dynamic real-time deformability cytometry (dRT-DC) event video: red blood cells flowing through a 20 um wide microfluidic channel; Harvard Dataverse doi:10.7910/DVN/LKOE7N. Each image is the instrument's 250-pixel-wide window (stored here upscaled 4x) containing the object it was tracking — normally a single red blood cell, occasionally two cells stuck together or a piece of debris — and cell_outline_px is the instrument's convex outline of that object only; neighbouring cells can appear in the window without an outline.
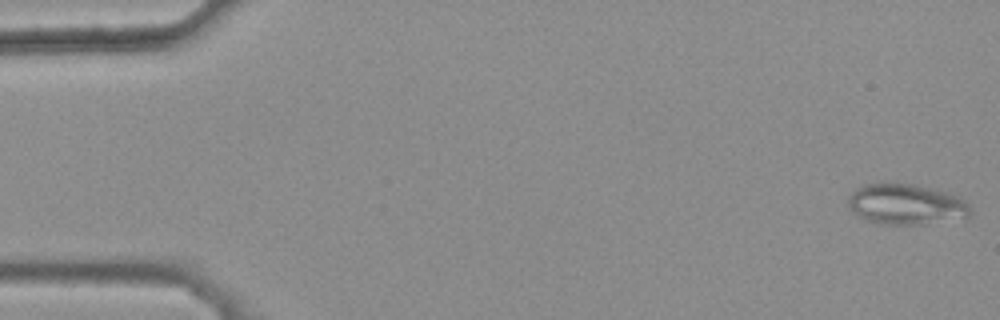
{"species": "common noctule bat (a hibernating species)", "species_latin": "Nyctalus noctula", "temperature_condition": "warm", "stored_images_in_passage": 45, "camera_frame_rate_fps": 3000, "um_per_image_px": 0.085, "animal": {"sex": "female", "body_mass_g": 25.1}, "frame": {"image": 1, "passage_image": 1, "time_ms": 0.0, "image_size_px": [1000, 320], "cell_outline_px": [[972, 212], [968, 220], [920, 224], [880, 224], [868, 220], [852, 212], [848, 208], [848, 196], [856, 188], [864, 184], [880, 180], [916, 184], [948, 192], [960, 196], [972, 208]], "centroid_in_image_um": [77.06, 17.34], "position_along_channel_um": 7.9, "area_um2": 30.23}}
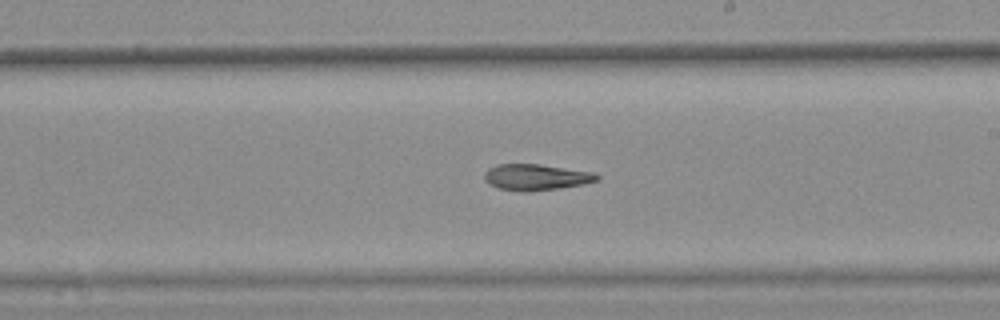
{"frame": {"image": 2, "passage_image": 30, "time_ms": 9.667, "image_size_px": [1000, 320], "cell_outline_px": [[600, 180], [584, 184], [560, 188], [524, 192], [500, 188], [488, 184], [484, 180], [484, 172], [488, 168], [496, 164], [540, 164], [592, 172], [600, 176]], "centroid_in_image_um": [45.55, 15.05], "position_along_channel_um": 243.5, "area_um2": 17.22}}
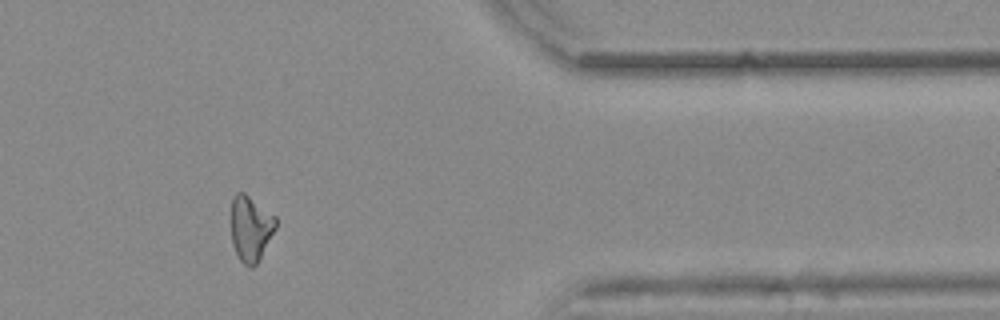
{"frame": {"image": 3, "passage_image": 43, "time_ms": 14.0, "image_size_px": [1000, 320], "cell_outline_px": [[276, 228], [256, 264], [252, 268], [248, 268], [240, 260], [232, 244], [232, 196], [236, 192], [244, 192], [276, 216]], "centroid_in_image_um": [21.3, 19.4], "position_along_channel_um": 390.1, "area_um2": 16.94}}